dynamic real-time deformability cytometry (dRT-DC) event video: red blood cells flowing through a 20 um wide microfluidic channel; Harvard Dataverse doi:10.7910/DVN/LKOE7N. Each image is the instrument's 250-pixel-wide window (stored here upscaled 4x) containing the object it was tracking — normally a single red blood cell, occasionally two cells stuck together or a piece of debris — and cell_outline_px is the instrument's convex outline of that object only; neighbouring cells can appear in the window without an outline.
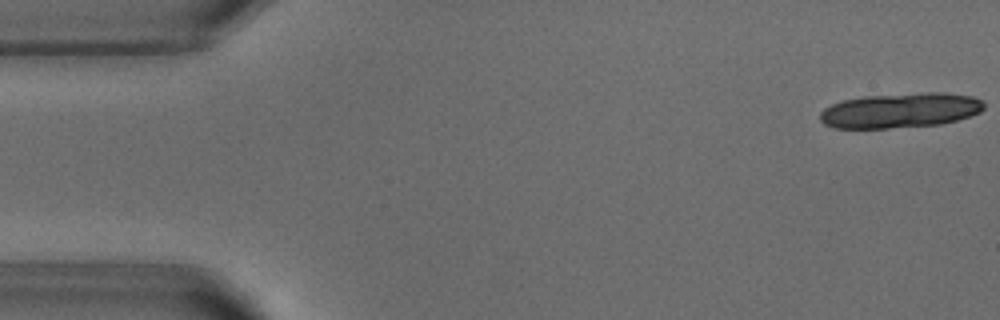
{"species": "common noctule bat (a hibernating species)", "species_latin": "Nyctalus noctula", "temperature_condition": "warm", "stored_images_in_passage": 17, "camera_frame_rate_fps": 3000, "um_per_image_px": 0.085, "animal": {"sex": "male", "body_mass_g": 18.8}, "frame": {"image": 1, "passage_image": 1, "time_ms": 0.0, "image_size_px": [1000, 320], "cell_outline_px": [[984, 108], [980, 112], [956, 120], [940, 124], [888, 128], [836, 128], [824, 124], [820, 120], [820, 112], [824, 108], [832, 104], [844, 100], [864, 96], [924, 92], [944, 92], [972, 96], [980, 100], [984, 104]], "centroid_in_image_um": [76.51, 9.38], "position_along_channel_um": 8.5, "area_um2": 33.29}}